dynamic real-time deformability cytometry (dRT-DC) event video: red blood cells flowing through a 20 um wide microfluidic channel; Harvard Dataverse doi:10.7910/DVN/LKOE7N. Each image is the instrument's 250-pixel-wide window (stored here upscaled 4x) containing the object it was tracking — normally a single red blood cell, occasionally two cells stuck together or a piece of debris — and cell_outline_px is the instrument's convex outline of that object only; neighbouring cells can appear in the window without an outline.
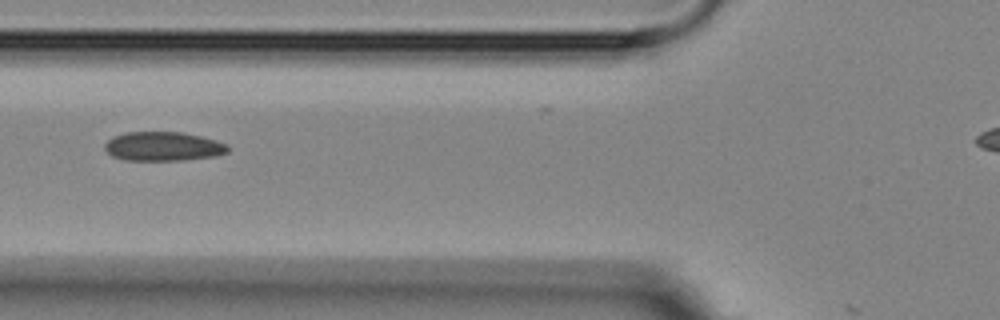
{"species": "Egyptian fruit bat (a non-hibernating species)", "species_latin": "Rousettus aegyptiacus", "temperature_condition": "room temperature", "stored_images_in_passage": 10, "camera_frame_rate_fps": 3000, "um_per_image_px": 0.085, "animal": {"sex": "female"}, "frame": {"image": 1, "passage_image": 6, "time_ms": 5.667, "image_size_px": [1000, 320], "cell_outline_px": [[228, 152], [216, 156], [184, 160], [124, 160], [112, 156], [104, 148], [104, 144], [112, 136], [124, 132], [184, 132], [216, 140], [228, 144]], "centroid_in_image_um": [13.86, 12.44], "position_along_channel_um": 111.9, "area_um2": 21.04}}
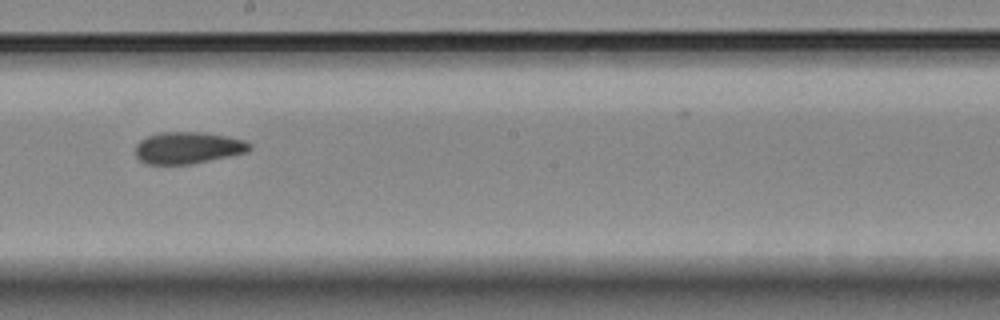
{"frame": {"image": 2, "passage_image": 9, "time_ms": 9.0, "image_size_px": [1000, 320], "cell_outline_px": [[252, 148], [248, 152], [192, 164], [144, 164], [136, 156], [136, 144], [140, 140], [148, 136], [160, 132], [204, 132], [244, 140], [252, 144]], "centroid_in_image_um": [15.98, 12.56], "position_along_channel_um": 232.2, "area_um2": 21.21}}
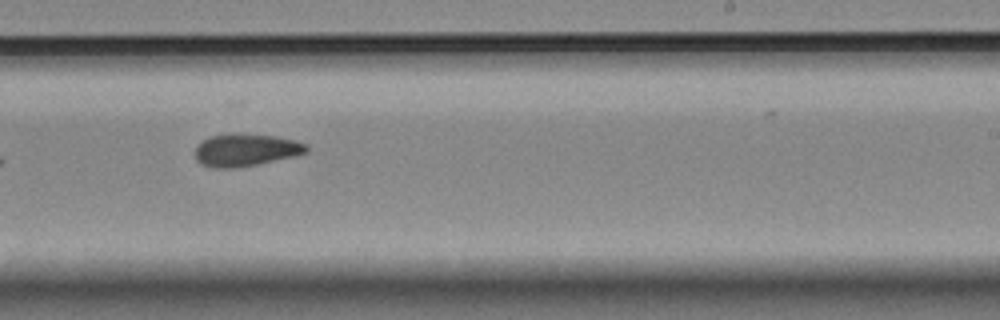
{"frame": {"image": 3, "passage_image": 10, "time_ms": 10.0, "image_size_px": [1000, 320], "cell_outline_px": [[308, 152], [296, 156], [236, 168], [212, 168], [200, 164], [196, 160], [196, 144], [212, 136], [236, 132], [276, 136], [296, 140], [308, 144]], "centroid_in_image_um": [20.91, 12.74], "position_along_channel_um": 268.1, "area_um2": 21.39}}